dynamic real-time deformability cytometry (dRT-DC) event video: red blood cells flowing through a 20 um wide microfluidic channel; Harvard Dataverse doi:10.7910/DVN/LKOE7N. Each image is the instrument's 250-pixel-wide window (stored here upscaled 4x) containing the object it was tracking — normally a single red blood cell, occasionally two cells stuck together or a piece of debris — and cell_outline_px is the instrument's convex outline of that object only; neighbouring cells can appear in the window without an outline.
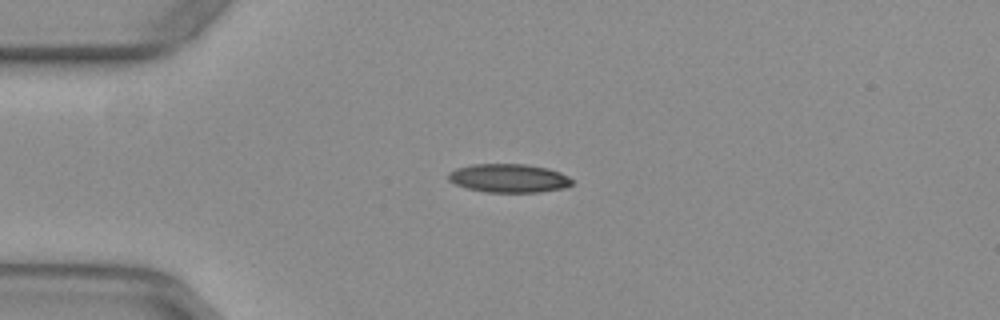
{"species": "common noctule bat (a hibernating species)", "species_latin": "Nyctalus noctula", "temperature_condition": "warm", "stored_images_in_passage": 29, "camera_frame_rate_fps": 3000, "um_per_image_px": 0.085, "animal": {"sex": "female", "body_mass_g": 29.2, "forearm_length_mm": 56.3}, "frame": {"image": 1, "passage_image": 1, "time_ms": 0.0, "image_size_px": [1000, 320], "cell_outline_px": [[572, 184], [564, 188], [540, 192], [488, 192], [468, 188], [456, 184], [448, 180], [448, 172], [456, 168], [472, 164], [524, 164], [548, 168], [560, 172], [568, 176], [572, 180]], "centroid_in_image_um": [43.25, 15.14], "position_along_channel_um": 41.8, "area_um2": 20.58}}
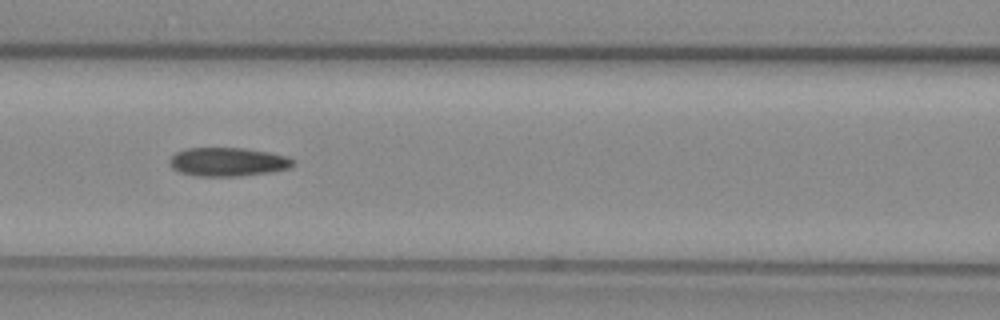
{"frame": {"image": 2, "passage_image": 11, "time_ms": 3.333, "image_size_px": [1000, 320], "cell_outline_px": [[296, 164], [288, 168], [272, 172], [240, 176], [196, 176], [180, 172], [172, 168], [168, 164], [168, 160], [176, 152], [188, 148], [244, 148], [268, 152], [288, 156]], "centroid_in_image_um": [19.35, 13.76], "position_along_channel_um": 147.2, "area_um2": 20.75}}
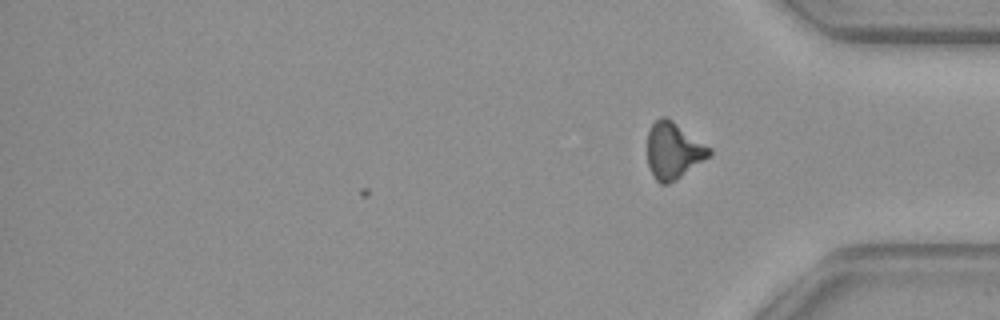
{"frame": {"image": 3, "passage_image": 29, "time_ms": 9.333, "image_size_px": [1000, 320], "cell_outline_px": [[712, 156], [676, 180], [668, 184], [660, 184], [652, 176], [648, 164], [648, 132], [652, 124], [660, 116], [664, 116], [672, 120], [712, 148]], "centroid_in_image_um": [57.26, 12.82], "position_along_channel_um": 377.9, "area_um2": 20.63}, "authors_computed_cell_mechanics": {"area_um2": 20.7502, "velocity_mm_per_s": 3.9521, "shape_relaxation_time_tau1_ms": null, "shape_relaxation_time_tau2_ms": 4.1868, "deformation_change_tau1": null, "deformation_change_tau2": 0.1231}}